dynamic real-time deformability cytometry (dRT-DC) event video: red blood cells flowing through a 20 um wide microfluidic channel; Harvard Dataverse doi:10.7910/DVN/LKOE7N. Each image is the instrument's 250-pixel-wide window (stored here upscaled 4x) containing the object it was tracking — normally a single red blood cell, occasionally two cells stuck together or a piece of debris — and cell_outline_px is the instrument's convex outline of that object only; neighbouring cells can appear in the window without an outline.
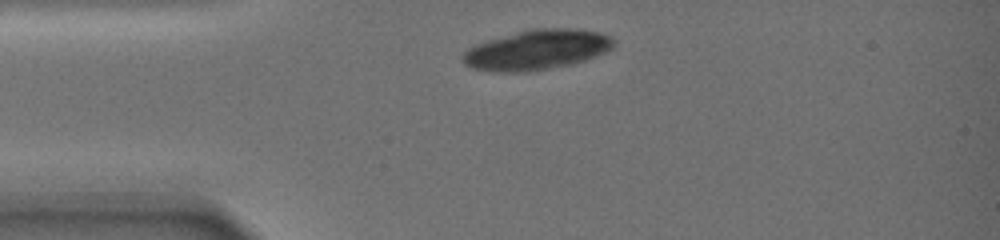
{"species": "common noctule bat (a hibernating species)", "species_latin": "Nyctalus noctula", "temperature_condition": "warm", "stored_images_in_passage": 65, "camera_frame_rate_fps": 3000, "um_per_image_px": 0.085, "animal": {"sex": "female", "body_mass_g": 19.0, "forearm_length_mm": 51.5}, "frame": {"image": 1, "passage_image": 1, "time_ms": 0.0, "image_size_px": [1000, 240], "cell_outline_px": [[616, 44], [612, 48], [596, 56], [572, 64], [528, 72], [492, 72], [472, 68], [464, 64], [460, 60], [460, 56], [468, 48], [476, 44], [488, 40], [536, 28], [580, 28], [600, 32], [612, 36], [616, 40]], "centroid_in_image_um": [45.65, 4.24], "position_along_channel_um": 39.3, "area_um2": 35.43}}